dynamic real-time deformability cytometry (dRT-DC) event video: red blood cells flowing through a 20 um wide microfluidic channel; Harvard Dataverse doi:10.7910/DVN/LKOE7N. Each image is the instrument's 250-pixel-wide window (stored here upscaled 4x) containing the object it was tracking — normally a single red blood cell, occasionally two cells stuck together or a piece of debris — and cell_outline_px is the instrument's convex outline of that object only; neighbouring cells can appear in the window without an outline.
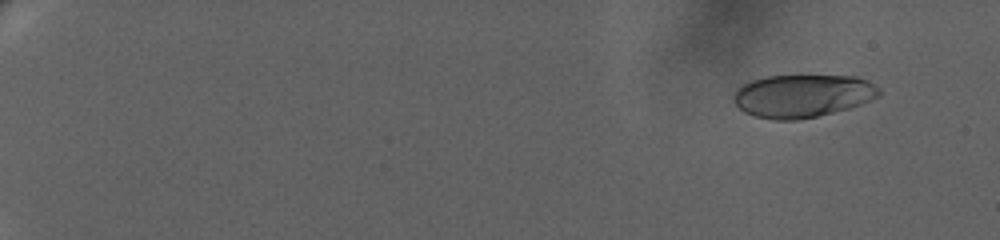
{"species": "human", "species_latin": "Homo sapiens", "temperature_condition": "warm", "stored_images_in_passage": 70, "camera_frame_rate_fps": 3000, "um_per_image_px": 0.085, "donor": {"sex": "female"}, "frame": {"image": 1, "passage_image": 7, "time_ms": 2.0, "image_size_px": [1000, 240], "cell_outline_px": [[880, 96], [872, 100], [848, 108], [800, 120], [772, 120], [756, 116], [744, 112], [732, 100], [732, 96], [736, 88], [748, 80], [768, 76], [856, 76], [868, 80], [880, 88]], "centroid_in_image_um": [68.19, 8.14], "position_along_channel_um": 16.8, "area_um2": 36.65}}
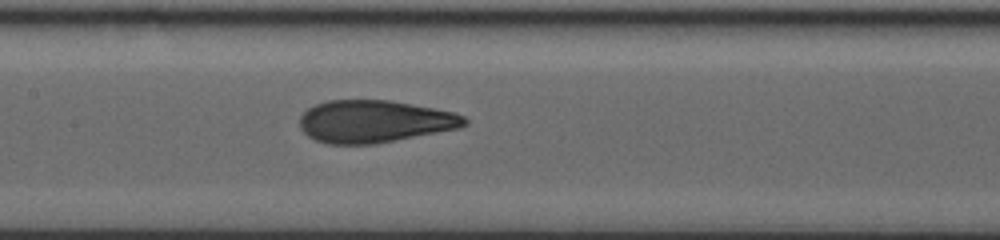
{"frame": {"image": 2, "passage_image": 40, "time_ms": 13.0, "image_size_px": [1000, 240], "cell_outline_px": [[468, 124], [460, 128], [376, 144], [328, 144], [316, 140], [308, 136], [300, 128], [300, 116], [308, 108], [316, 104], [328, 100], [388, 100], [432, 108], [452, 112], [464, 116], [468, 120]], "centroid_in_image_um": [31.82, 10.33], "position_along_channel_um": 175.6, "area_um2": 40.63}}
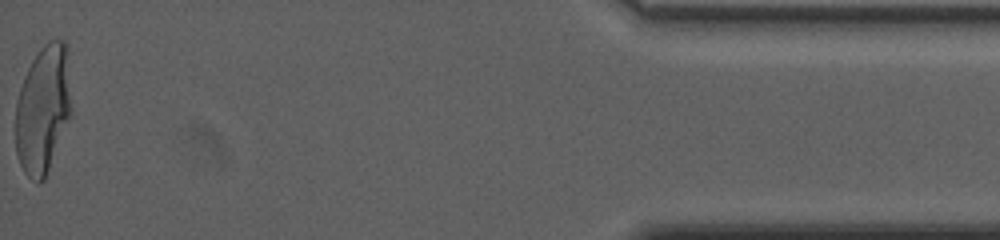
{"frame": {"image": 3, "passage_image": 70, "time_ms": 23.0, "image_size_px": [1000, 240], "cell_outline_px": [[72, 112], [44, 180], [36, 184], [24, 172], [20, 164], [16, 152], [16, 100], [24, 76], [32, 60], [40, 48], [48, 40], [64, 40], [68, 44], [72, 108]], "centroid_in_image_um": [3.68, 9.24], "position_along_channel_um": 431.5, "area_um2": 42.19}, "authors_computed_cell_mechanics": {"area_um2": 39.9109, "velocity_mm_per_s": 3.2343, "shape_relaxation_time_tau1_ms": null, "shape_relaxation_time_tau2_ms": 0.9423, "deformation_change_tau1": null, "deformation_change_tau2": 0.0795}}